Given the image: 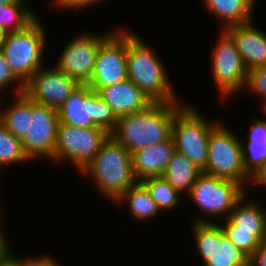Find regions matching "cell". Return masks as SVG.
I'll return each mask as SVG.
<instances>
[{
	"mask_svg": "<svg viewBox=\"0 0 266 266\" xmlns=\"http://www.w3.org/2000/svg\"><path fill=\"white\" fill-rule=\"evenodd\" d=\"M183 101L153 102L147 109L118 118L110 133L131 154L172 138L176 113L185 105Z\"/></svg>",
	"mask_w": 266,
	"mask_h": 266,
	"instance_id": "cell-1",
	"label": "cell"
},
{
	"mask_svg": "<svg viewBox=\"0 0 266 266\" xmlns=\"http://www.w3.org/2000/svg\"><path fill=\"white\" fill-rule=\"evenodd\" d=\"M127 29V74L152 102L179 101L166 66L144 40Z\"/></svg>",
	"mask_w": 266,
	"mask_h": 266,
	"instance_id": "cell-2",
	"label": "cell"
},
{
	"mask_svg": "<svg viewBox=\"0 0 266 266\" xmlns=\"http://www.w3.org/2000/svg\"><path fill=\"white\" fill-rule=\"evenodd\" d=\"M80 174L89 175L94 187L113 202L137 182L132 154L110 135Z\"/></svg>",
	"mask_w": 266,
	"mask_h": 266,
	"instance_id": "cell-3",
	"label": "cell"
},
{
	"mask_svg": "<svg viewBox=\"0 0 266 266\" xmlns=\"http://www.w3.org/2000/svg\"><path fill=\"white\" fill-rule=\"evenodd\" d=\"M245 193L247 191L240 183L202 171L191 187L188 196L203 214L206 213V216H209V220L204 215L203 217L198 216L193 222L214 223L210 216H215L216 218L220 216L224 217V220L227 219L234 205Z\"/></svg>",
	"mask_w": 266,
	"mask_h": 266,
	"instance_id": "cell-4",
	"label": "cell"
},
{
	"mask_svg": "<svg viewBox=\"0 0 266 266\" xmlns=\"http://www.w3.org/2000/svg\"><path fill=\"white\" fill-rule=\"evenodd\" d=\"M237 136L222 121L210 131L207 165L203 172L234 180L246 188L252 177L244 169L242 141Z\"/></svg>",
	"mask_w": 266,
	"mask_h": 266,
	"instance_id": "cell-5",
	"label": "cell"
},
{
	"mask_svg": "<svg viewBox=\"0 0 266 266\" xmlns=\"http://www.w3.org/2000/svg\"><path fill=\"white\" fill-rule=\"evenodd\" d=\"M45 31L37 17L23 30L9 33L0 49L11 70L23 83L43 67Z\"/></svg>",
	"mask_w": 266,
	"mask_h": 266,
	"instance_id": "cell-6",
	"label": "cell"
},
{
	"mask_svg": "<svg viewBox=\"0 0 266 266\" xmlns=\"http://www.w3.org/2000/svg\"><path fill=\"white\" fill-rule=\"evenodd\" d=\"M57 110L61 124L79 128L101 127L109 134L118 122L113 109L87 84H80Z\"/></svg>",
	"mask_w": 266,
	"mask_h": 266,
	"instance_id": "cell-7",
	"label": "cell"
},
{
	"mask_svg": "<svg viewBox=\"0 0 266 266\" xmlns=\"http://www.w3.org/2000/svg\"><path fill=\"white\" fill-rule=\"evenodd\" d=\"M200 112L189 103L185 104L175 115L172 138L175 151L185 155L198 169L204 171L208 158L209 133L220 121L210 122Z\"/></svg>",
	"mask_w": 266,
	"mask_h": 266,
	"instance_id": "cell-8",
	"label": "cell"
},
{
	"mask_svg": "<svg viewBox=\"0 0 266 266\" xmlns=\"http://www.w3.org/2000/svg\"><path fill=\"white\" fill-rule=\"evenodd\" d=\"M246 194L234 205L223 222L224 234L248 257L266 240L265 208L259 202L246 199Z\"/></svg>",
	"mask_w": 266,
	"mask_h": 266,
	"instance_id": "cell-9",
	"label": "cell"
},
{
	"mask_svg": "<svg viewBox=\"0 0 266 266\" xmlns=\"http://www.w3.org/2000/svg\"><path fill=\"white\" fill-rule=\"evenodd\" d=\"M109 133L101 127L79 128L58 124L54 163L68 160L81 173L99 152Z\"/></svg>",
	"mask_w": 266,
	"mask_h": 266,
	"instance_id": "cell-10",
	"label": "cell"
},
{
	"mask_svg": "<svg viewBox=\"0 0 266 266\" xmlns=\"http://www.w3.org/2000/svg\"><path fill=\"white\" fill-rule=\"evenodd\" d=\"M190 224L203 266H249V257L224 234L220 222Z\"/></svg>",
	"mask_w": 266,
	"mask_h": 266,
	"instance_id": "cell-11",
	"label": "cell"
},
{
	"mask_svg": "<svg viewBox=\"0 0 266 266\" xmlns=\"http://www.w3.org/2000/svg\"><path fill=\"white\" fill-rule=\"evenodd\" d=\"M211 53L212 77L220 97L225 100V97L230 98L244 89L248 71L241 60L235 40L225 29H222Z\"/></svg>",
	"mask_w": 266,
	"mask_h": 266,
	"instance_id": "cell-12",
	"label": "cell"
},
{
	"mask_svg": "<svg viewBox=\"0 0 266 266\" xmlns=\"http://www.w3.org/2000/svg\"><path fill=\"white\" fill-rule=\"evenodd\" d=\"M126 79L127 28L120 27L99 46L94 72L87 85L92 90L99 91Z\"/></svg>",
	"mask_w": 266,
	"mask_h": 266,
	"instance_id": "cell-13",
	"label": "cell"
},
{
	"mask_svg": "<svg viewBox=\"0 0 266 266\" xmlns=\"http://www.w3.org/2000/svg\"><path fill=\"white\" fill-rule=\"evenodd\" d=\"M95 35L81 32L71 38L56 61V66L80 84H88L95 68L99 46L113 33Z\"/></svg>",
	"mask_w": 266,
	"mask_h": 266,
	"instance_id": "cell-14",
	"label": "cell"
},
{
	"mask_svg": "<svg viewBox=\"0 0 266 266\" xmlns=\"http://www.w3.org/2000/svg\"><path fill=\"white\" fill-rule=\"evenodd\" d=\"M58 124L57 109L32 100V115H29L28 133L21 140L23 151L31 161L46 157L54 162Z\"/></svg>",
	"mask_w": 266,
	"mask_h": 266,
	"instance_id": "cell-15",
	"label": "cell"
},
{
	"mask_svg": "<svg viewBox=\"0 0 266 266\" xmlns=\"http://www.w3.org/2000/svg\"><path fill=\"white\" fill-rule=\"evenodd\" d=\"M53 67H41L34 73L24 83V93L38 104L58 109L80 83L55 64Z\"/></svg>",
	"mask_w": 266,
	"mask_h": 266,
	"instance_id": "cell-16",
	"label": "cell"
},
{
	"mask_svg": "<svg viewBox=\"0 0 266 266\" xmlns=\"http://www.w3.org/2000/svg\"><path fill=\"white\" fill-rule=\"evenodd\" d=\"M253 25L254 21H250L225 29L235 40L247 71L266 66V32Z\"/></svg>",
	"mask_w": 266,
	"mask_h": 266,
	"instance_id": "cell-17",
	"label": "cell"
},
{
	"mask_svg": "<svg viewBox=\"0 0 266 266\" xmlns=\"http://www.w3.org/2000/svg\"><path fill=\"white\" fill-rule=\"evenodd\" d=\"M98 92L118 118L141 112L153 103L130 79L101 88Z\"/></svg>",
	"mask_w": 266,
	"mask_h": 266,
	"instance_id": "cell-18",
	"label": "cell"
},
{
	"mask_svg": "<svg viewBox=\"0 0 266 266\" xmlns=\"http://www.w3.org/2000/svg\"><path fill=\"white\" fill-rule=\"evenodd\" d=\"M175 152L173 138L147 146L132 154L133 173L137 181L162 176L168 161Z\"/></svg>",
	"mask_w": 266,
	"mask_h": 266,
	"instance_id": "cell-19",
	"label": "cell"
},
{
	"mask_svg": "<svg viewBox=\"0 0 266 266\" xmlns=\"http://www.w3.org/2000/svg\"><path fill=\"white\" fill-rule=\"evenodd\" d=\"M257 0H203L208 13L219 18L226 29L233 25L245 24L253 21V9Z\"/></svg>",
	"mask_w": 266,
	"mask_h": 266,
	"instance_id": "cell-20",
	"label": "cell"
},
{
	"mask_svg": "<svg viewBox=\"0 0 266 266\" xmlns=\"http://www.w3.org/2000/svg\"><path fill=\"white\" fill-rule=\"evenodd\" d=\"M126 203L130 215L139 222L157 217L161 211L158 209L156 203L152 200L151 195L146 186L137 181L134 185L129 187L116 201V204Z\"/></svg>",
	"mask_w": 266,
	"mask_h": 266,
	"instance_id": "cell-21",
	"label": "cell"
},
{
	"mask_svg": "<svg viewBox=\"0 0 266 266\" xmlns=\"http://www.w3.org/2000/svg\"><path fill=\"white\" fill-rule=\"evenodd\" d=\"M7 108L0 110V122L19 140L28 133L29 115H32V99L24 92L16 95Z\"/></svg>",
	"mask_w": 266,
	"mask_h": 266,
	"instance_id": "cell-22",
	"label": "cell"
},
{
	"mask_svg": "<svg viewBox=\"0 0 266 266\" xmlns=\"http://www.w3.org/2000/svg\"><path fill=\"white\" fill-rule=\"evenodd\" d=\"M201 172L185 155L175 151L162 176L175 190L188 194Z\"/></svg>",
	"mask_w": 266,
	"mask_h": 266,
	"instance_id": "cell-23",
	"label": "cell"
},
{
	"mask_svg": "<svg viewBox=\"0 0 266 266\" xmlns=\"http://www.w3.org/2000/svg\"><path fill=\"white\" fill-rule=\"evenodd\" d=\"M28 7L26 0H15L13 3L0 5V26L9 33L26 28L37 18L35 12Z\"/></svg>",
	"mask_w": 266,
	"mask_h": 266,
	"instance_id": "cell-24",
	"label": "cell"
},
{
	"mask_svg": "<svg viewBox=\"0 0 266 266\" xmlns=\"http://www.w3.org/2000/svg\"><path fill=\"white\" fill-rule=\"evenodd\" d=\"M148 189L152 200L162 212L175 210L179 205L181 193L163 177H148L141 181Z\"/></svg>",
	"mask_w": 266,
	"mask_h": 266,
	"instance_id": "cell-25",
	"label": "cell"
},
{
	"mask_svg": "<svg viewBox=\"0 0 266 266\" xmlns=\"http://www.w3.org/2000/svg\"><path fill=\"white\" fill-rule=\"evenodd\" d=\"M30 161L23 151L21 140L12 135L0 122V167L3 168V165L23 164Z\"/></svg>",
	"mask_w": 266,
	"mask_h": 266,
	"instance_id": "cell-26",
	"label": "cell"
},
{
	"mask_svg": "<svg viewBox=\"0 0 266 266\" xmlns=\"http://www.w3.org/2000/svg\"><path fill=\"white\" fill-rule=\"evenodd\" d=\"M242 155L244 169L253 177L266 162V144H244L242 141Z\"/></svg>",
	"mask_w": 266,
	"mask_h": 266,
	"instance_id": "cell-27",
	"label": "cell"
},
{
	"mask_svg": "<svg viewBox=\"0 0 266 266\" xmlns=\"http://www.w3.org/2000/svg\"><path fill=\"white\" fill-rule=\"evenodd\" d=\"M245 89L262 99L261 111L266 110V66L257 67L247 72Z\"/></svg>",
	"mask_w": 266,
	"mask_h": 266,
	"instance_id": "cell-28",
	"label": "cell"
},
{
	"mask_svg": "<svg viewBox=\"0 0 266 266\" xmlns=\"http://www.w3.org/2000/svg\"><path fill=\"white\" fill-rule=\"evenodd\" d=\"M16 82V85L13 84ZM12 84V85H10ZM14 86L13 91L17 95L24 92V83L11 70L9 63L0 51V91L2 92L8 87Z\"/></svg>",
	"mask_w": 266,
	"mask_h": 266,
	"instance_id": "cell-29",
	"label": "cell"
},
{
	"mask_svg": "<svg viewBox=\"0 0 266 266\" xmlns=\"http://www.w3.org/2000/svg\"><path fill=\"white\" fill-rule=\"evenodd\" d=\"M263 112L266 118V110ZM247 140V144H266V120L254 119Z\"/></svg>",
	"mask_w": 266,
	"mask_h": 266,
	"instance_id": "cell-30",
	"label": "cell"
},
{
	"mask_svg": "<svg viewBox=\"0 0 266 266\" xmlns=\"http://www.w3.org/2000/svg\"><path fill=\"white\" fill-rule=\"evenodd\" d=\"M10 250V255L18 262L19 266H61L56 259L50 255L28 256L27 258L16 257ZM19 258V259H18Z\"/></svg>",
	"mask_w": 266,
	"mask_h": 266,
	"instance_id": "cell-31",
	"label": "cell"
},
{
	"mask_svg": "<svg viewBox=\"0 0 266 266\" xmlns=\"http://www.w3.org/2000/svg\"><path fill=\"white\" fill-rule=\"evenodd\" d=\"M102 0H60L55 6L60 10H80L92 6V4H99Z\"/></svg>",
	"mask_w": 266,
	"mask_h": 266,
	"instance_id": "cell-32",
	"label": "cell"
},
{
	"mask_svg": "<svg viewBox=\"0 0 266 266\" xmlns=\"http://www.w3.org/2000/svg\"><path fill=\"white\" fill-rule=\"evenodd\" d=\"M249 266H266V240L249 257Z\"/></svg>",
	"mask_w": 266,
	"mask_h": 266,
	"instance_id": "cell-33",
	"label": "cell"
},
{
	"mask_svg": "<svg viewBox=\"0 0 266 266\" xmlns=\"http://www.w3.org/2000/svg\"><path fill=\"white\" fill-rule=\"evenodd\" d=\"M1 218L2 216L0 215V221L2 220ZM1 223L2 222H0V262L10 254L11 250V246L8 244L9 241L6 238L7 235H5V231L2 230L3 225L1 227Z\"/></svg>",
	"mask_w": 266,
	"mask_h": 266,
	"instance_id": "cell-34",
	"label": "cell"
},
{
	"mask_svg": "<svg viewBox=\"0 0 266 266\" xmlns=\"http://www.w3.org/2000/svg\"><path fill=\"white\" fill-rule=\"evenodd\" d=\"M253 185H262L266 187V162L258 170V172L251 178Z\"/></svg>",
	"mask_w": 266,
	"mask_h": 266,
	"instance_id": "cell-35",
	"label": "cell"
},
{
	"mask_svg": "<svg viewBox=\"0 0 266 266\" xmlns=\"http://www.w3.org/2000/svg\"><path fill=\"white\" fill-rule=\"evenodd\" d=\"M0 266H19L18 262L9 254L0 262Z\"/></svg>",
	"mask_w": 266,
	"mask_h": 266,
	"instance_id": "cell-36",
	"label": "cell"
},
{
	"mask_svg": "<svg viewBox=\"0 0 266 266\" xmlns=\"http://www.w3.org/2000/svg\"><path fill=\"white\" fill-rule=\"evenodd\" d=\"M8 34L9 32L5 28L0 26V49L2 48L4 42L6 41Z\"/></svg>",
	"mask_w": 266,
	"mask_h": 266,
	"instance_id": "cell-37",
	"label": "cell"
},
{
	"mask_svg": "<svg viewBox=\"0 0 266 266\" xmlns=\"http://www.w3.org/2000/svg\"><path fill=\"white\" fill-rule=\"evenodd\" d=\"M15 0H0V5H6L13 3Z\"/></svg>",
	"mask_w": 266,
	"mask_h": 266,
	"instance_id": "cell-38",
	"label": "cell"
},
{
	"mask_svg": "<svg viewBox=\"0 0 266 266\" xmlns=\"http://www.w3.org/2000/svg\"><path fill=\"white\" fill-rule=\"evenodd\" d=\"M59 1H60V0H53V1H52V4H53V5H54V4L56 5Z\"/></svg>",
	"mask_w": 266,
	"mask_h": 266,
	"instance_id": "cell-39",
	"label": "cell"
},
{
	"mask_svg": "<svg viewBox=\"0 0 266 266\" xmlns=\"http://www.w3.org/2000/svg\"><path fill=\"white\" fill-rule=\"evenodd\" d=\"M1 197V196H0ZM0 199H2V198H0ZM0 202H1V200H0ZM1 208H3L2 207V205H1V203H0V215L2 214V212H1Z\"/></svg>",
	"mask_w": 266,
	"mask_h": 266,
	"instance_id": "cell-40",
	"label": "cell"
}]
</instances>
